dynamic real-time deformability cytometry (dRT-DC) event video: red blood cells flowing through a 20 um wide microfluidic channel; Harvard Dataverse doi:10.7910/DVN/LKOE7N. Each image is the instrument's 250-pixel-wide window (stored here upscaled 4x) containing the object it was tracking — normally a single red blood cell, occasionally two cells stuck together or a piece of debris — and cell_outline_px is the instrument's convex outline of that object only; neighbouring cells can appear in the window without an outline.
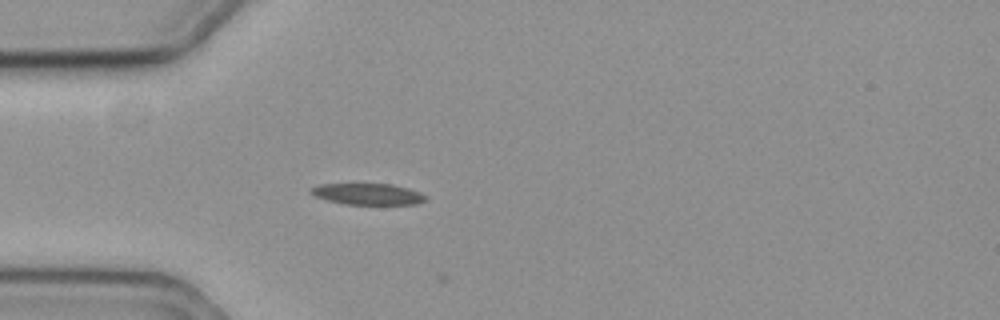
{"species": "common noctule bat (a hibernating species)", "species_latin": "Nyctalus noctula", "temperature_condition": "cold", "stored_images_in_passage": 4, "camera_frame_rate_fps": 3000, "um_per_image_px": 0.085, "animal": {"sex": "female", "body_mass_g": 19.3, "forearm_length_mm": 54.1}, "frame": {"image": 1, "passage_image": 1, "time_ms": 0.0, "image_size_px": [1000, 320], "cell_outline_px": [[428, 200], [416, 204], [344, 204], [328, 200], [316, 196], [308, 192], [308, 188], [320, 184], [392, 184], [408, 188], [420, 192], [428, 196]], "centroid_in_image_um": [31.28, 16.49], "position_along_channel_um": 53.7, "area_um2": 14.33}}